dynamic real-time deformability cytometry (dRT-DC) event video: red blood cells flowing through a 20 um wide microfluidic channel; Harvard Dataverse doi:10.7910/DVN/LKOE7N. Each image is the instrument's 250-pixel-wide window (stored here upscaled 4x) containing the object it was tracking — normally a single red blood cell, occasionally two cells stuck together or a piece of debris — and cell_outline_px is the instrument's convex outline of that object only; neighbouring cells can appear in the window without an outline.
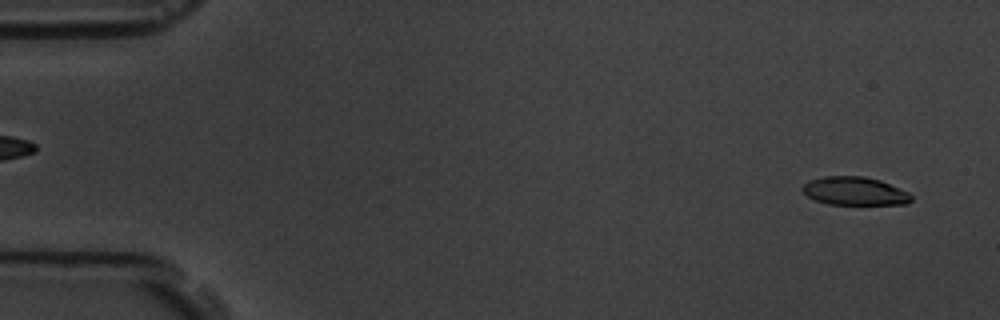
{"species": "common noctule bat (a hibernating species)", "species_latin": "Nyctalus noctula", "temperature_condition": "room temperature", "stored_images_in_passage": 6, "segment_of_instrument_passage": [2, 2], "camera_frame_rate_fps": 3000, "um_per_image_px": 0.085, "animal": {"sex": "male", "body_mass_g": 19.5, "forearm_length_mm": 54.6}, "frame": {"image": 1, "passage_image": 6, "time_ms": 5.667, "image_size_px": [1000, 320], "cell_outline_px": [[912, 200], [908, 204], [828, 204], [816, 200], [808, 196], [800, 188], [804, 184], [812, 180], [824, 176], [864, 176], [880, 180], [908, 192], [912, 196]], "centroid_in_image_um": [72.66, 16.24], "position_along_channel_um": 12.3, "area_um2": 17.8}}